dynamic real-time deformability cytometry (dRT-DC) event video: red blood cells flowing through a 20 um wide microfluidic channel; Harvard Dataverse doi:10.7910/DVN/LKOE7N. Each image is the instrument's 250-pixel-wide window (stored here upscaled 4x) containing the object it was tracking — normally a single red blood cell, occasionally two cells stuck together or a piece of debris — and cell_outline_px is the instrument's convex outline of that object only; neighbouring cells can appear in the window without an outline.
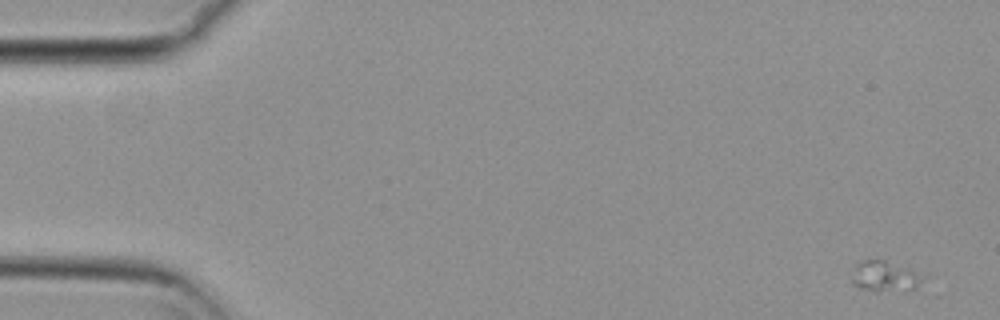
{"species": "common noctule bat (a hibernating species)", "species_latin": "Nyctalus noctula", "temperature_condition": "cold", "stored_images_in_passage": 7, "camera_frame_rate_fps": 3000, "um_per_image_px": 0.085, "animal": {"sex": "female", "body_mass_g": 29.2, "forearm_length_mm": 56.3}, "frame": {"image": 1, "passage_image": 1, "time_ms": 0.0, "image_size_px": [1000, 320], "cell_outline_px": [[924, 276], [916, 288], [876, 292], [872, 292], [856, 288], [852, 284], [852, 280], [856, 260], [884, 260], [908, 268]], "centroid_in_image_um": [75.12, 23.5], "position_along_channel_um": 9.9, "area_um2": 12.72}}